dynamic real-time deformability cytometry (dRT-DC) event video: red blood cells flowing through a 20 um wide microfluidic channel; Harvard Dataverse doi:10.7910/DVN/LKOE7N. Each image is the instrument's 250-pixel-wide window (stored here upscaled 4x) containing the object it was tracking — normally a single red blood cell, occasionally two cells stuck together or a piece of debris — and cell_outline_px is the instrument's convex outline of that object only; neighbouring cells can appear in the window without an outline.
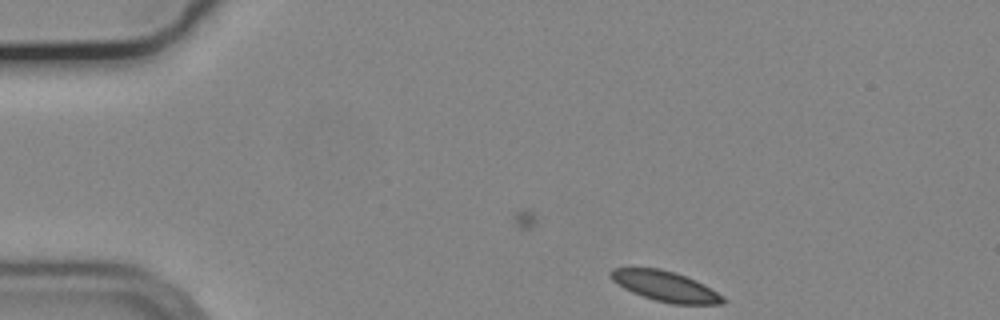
{"species": "common noctule bat (a hibernating species)", "species_latin": "Nyctalus noctula", "temperature_condition": "cold", "stored_images_in_passage": 19, "camera_frame_rate_fps": 3000, "um_per_image_px": 0.085, "animal": {"sex": "male", "body_mass_g": 19.2, "forearm_length_mm": 51.8}, "frame": {"image": 1, "passage_image": 1, "time_ms": 0.0, "image_size_px": [1000, 320], "cell_outline_px": [[724, 304], [672, 304], [656, 300], [632, 292], [624, 288], [612, 280], [608, 276], [608, 272], [612, 268], [660, 268], [676, 272], [704, 284], [724, 296]], "centroid_in_image_um": [56.54, 24.32], "position_along_channel_um": 28.5, "area_um2": 19.77}}
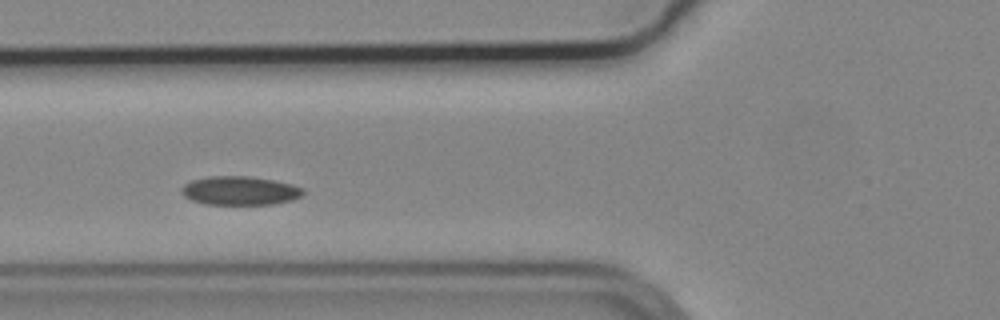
{"frame": {"image": 2, "passage_image": 13, "time_ms": 4.0, "image_size_px": [1000, 320], "cell_outline_px": [[304, 196], [292, 200], [272, 204], [204, 204], [192, 200], [184, 196], [180, 192], [180, 188], [184, 184], [192, 180], [208, 176], [248, 176], [272, 180], [292, 184], [304, 188]], "centroid_in_image_um": [20.39, 16.2], "position_along_channel_um": 105.4, "area_um2": 20.52}}
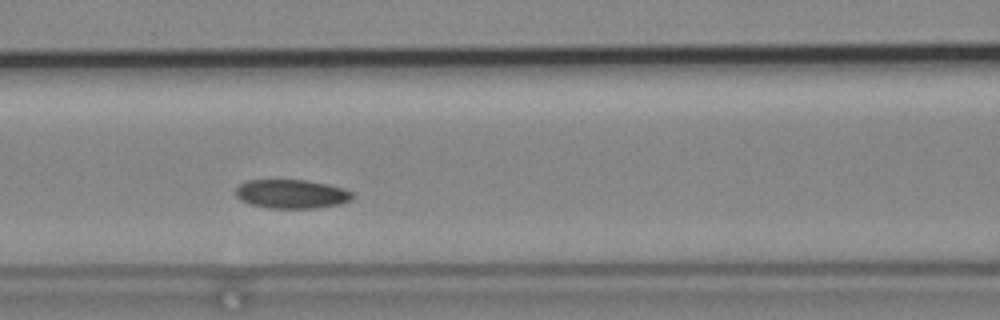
{"frame": {"image": 3, "passage_image": 16, "time_ms": 5.0, "image_size_px": [1000, 320], "cell_outline_px": [[352, 200], [340, 204], [316, 208], [268, 208], [248, 204], [240, 200], [236, 196], [236, 188], [240, 184], [248, 180], [308, 180], [328, 184], [344, 188], [352, 192]], "centroid_in_image_um": [24.78, 16.49], "position_along_channel_um": 141.8, "area_um2": 19.83}}